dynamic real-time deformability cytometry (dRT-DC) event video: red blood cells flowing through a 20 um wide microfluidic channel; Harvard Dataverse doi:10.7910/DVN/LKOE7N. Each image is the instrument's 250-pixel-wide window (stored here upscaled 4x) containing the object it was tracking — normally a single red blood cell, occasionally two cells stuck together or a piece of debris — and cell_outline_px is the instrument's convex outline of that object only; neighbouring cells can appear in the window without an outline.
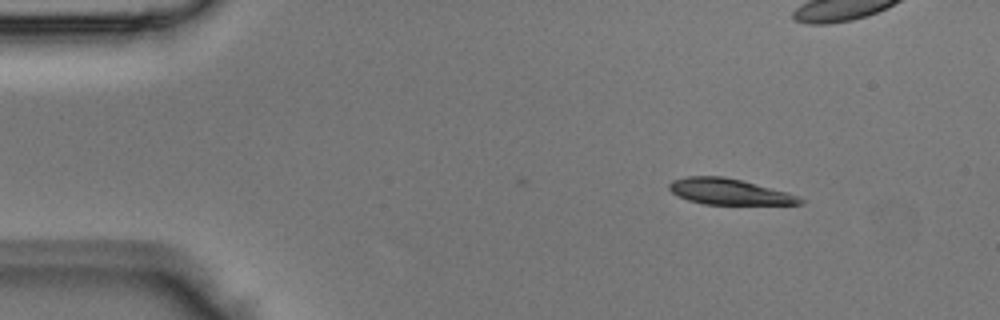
{"species": "Egyptian fruit bat (a non-hibernating species)", "species_latin": "Rousettus aegyptiacus", "temperature_condition": "room temperature", "stored_images_in_passage": 29, "camera_frame_rate_fps": 3000, "um_per_image_px": 0.085, "animal": {"sex": "male"}, "frame": {"image": 1, "passage_image": 1, "time_ms": 0.0, "image_size_px": [1000, 320], "cell_outline_px": [[804, 204], [704, 204], [688, 200], [672, 192], [668, 188], [668, 184], [672, 180], [688, 176], [724, 176], [788, 192], [804, 200]], "centroid_in_image_um": [61.96, 16.29], "position_along_channel_um": 23.0, "area_um2": 19.54}}
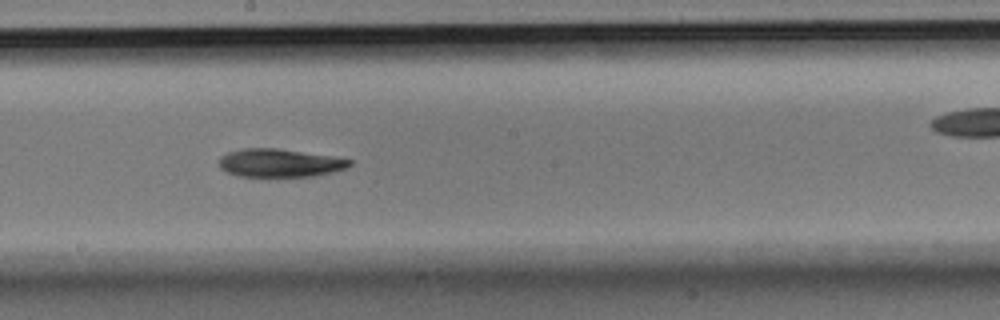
{"frame": {"image": 2, "passage_image": 19, "time_ms": 6.0, "image_size_px": [1000, 320], "cell_outline_px": [[352, 164], [344, 168], [332, 172], [312, 176], [240, 176], [228, 172], [220, 168], [220, 156], [228, 152], [244, 148], [276, 148], [328, 156], [352, 160]], "centroid_in_image_um": [23.73, 13.85], "position_along_channel_um": 224.5, "area_um2": 20.98}}
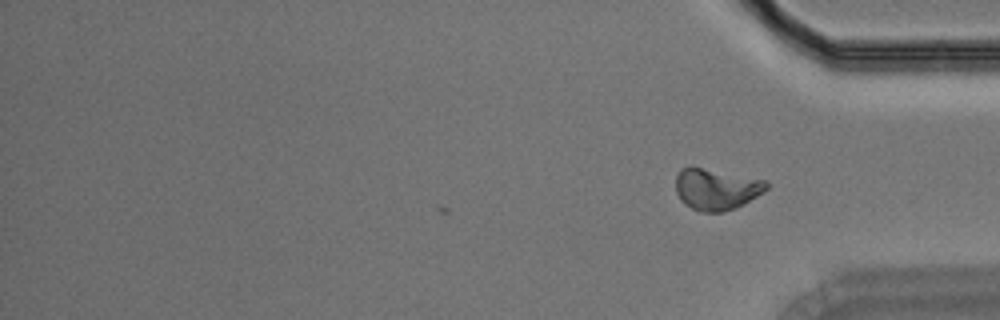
{"frame": {"image": 3, "passage_image": 29, "time_ms": 9.333, "image_size_px": [1000, 320], "cell_outline_px": [[768, 188], [764, 192], [744, 204], [736, 208], [724, 212], [700, 212], [684, 204], [680, 200], [676, 192], [676, 176], [680, 168], [688, 164], [692, 164], [768, 180]], "centroid_in_image_um": [60.87, 16.03], "position_along_channel_um": 374.3, "area_um2": 22.77}}